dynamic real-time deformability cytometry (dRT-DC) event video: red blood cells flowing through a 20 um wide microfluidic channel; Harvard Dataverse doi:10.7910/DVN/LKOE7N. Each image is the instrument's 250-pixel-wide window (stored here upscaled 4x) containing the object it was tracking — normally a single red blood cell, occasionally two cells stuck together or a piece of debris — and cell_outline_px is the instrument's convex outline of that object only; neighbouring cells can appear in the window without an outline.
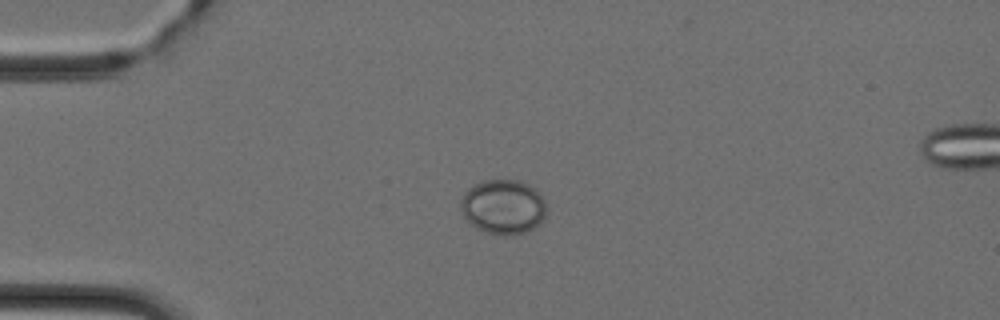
{"species": "Egyptian fruit bat (a non-hibernating species)", "species_latin": "Rousettus aegyptiacus", "temperature_condition": "cold", "stored_images_in_passage": 35, "camera_frame_rate_fps": 3000, "um_per_image_px": 0.085, "animal": {"sex": "female"}, "frame": {"image": 1, "passage_image": 6, "time_ms": 1.667, "image_size_px": [1000, 320], "cell_outline_px": [[544, 216], [532, 228], [524, 232], [504, 236], [488, 232], [476, 228], [464, 216], [460, 208], [460, 200], [464, 192], [468, 188], [484, 180], [520, 180], [536, 188], [540, 192], [544, 200]], "centroid_in_image_um": [42.74, 17.55], "position_along_channel_um": 42.3, "area_um2": 27.05}}
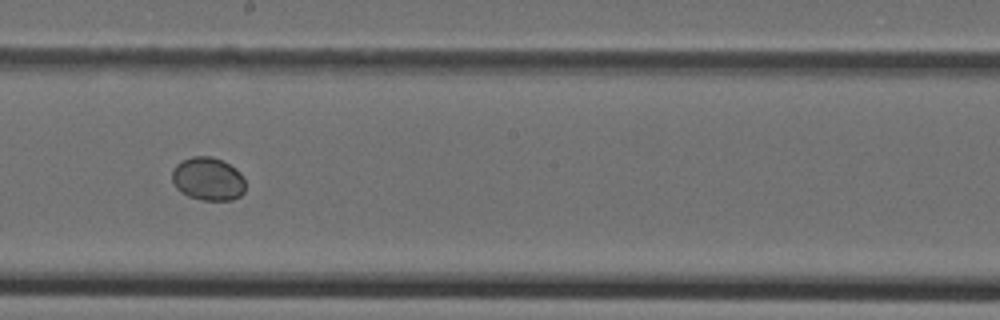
{"frame": {"image": 2, "passage_image": 21, "time_ms": 6.667, "image_size_px": [1000, 320], "cell_outline_px": [[244, 192], [240, 196], [232, 200], [204, 200], [188, 196], [180, 192], [176, 188], [172, 180], [172, 168], [176, 164], [192, 156], [212, 156], [236, 168], [240, 172], [244, 180]], "centroid_in_image_um": [17.66, 15.21], "position_along_channel_um": 230.5, "area_um2": 18.5}}
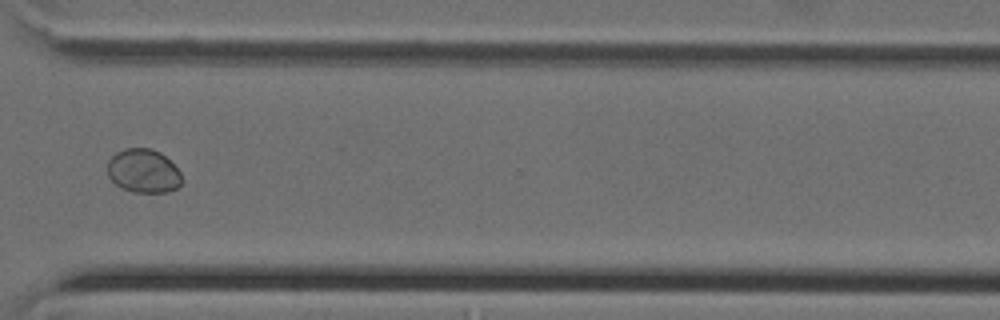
{"frame": {"image": 3, "passage_image": 30, "time_ms": 9.667, "image_size_px": [1000, 320], "cell_outline_px": [[184, 180], [176, 188], [168, 192], [132, 192], [120, 188], [108, 176], [108, 160], [116, 152], [124, 148], [148, 148], [160, 152], [180, 172]], "centroid_in_image_um": [12.18, 14.54], "position_along_channel_um": 358.4, "area_um2": 18.96}}